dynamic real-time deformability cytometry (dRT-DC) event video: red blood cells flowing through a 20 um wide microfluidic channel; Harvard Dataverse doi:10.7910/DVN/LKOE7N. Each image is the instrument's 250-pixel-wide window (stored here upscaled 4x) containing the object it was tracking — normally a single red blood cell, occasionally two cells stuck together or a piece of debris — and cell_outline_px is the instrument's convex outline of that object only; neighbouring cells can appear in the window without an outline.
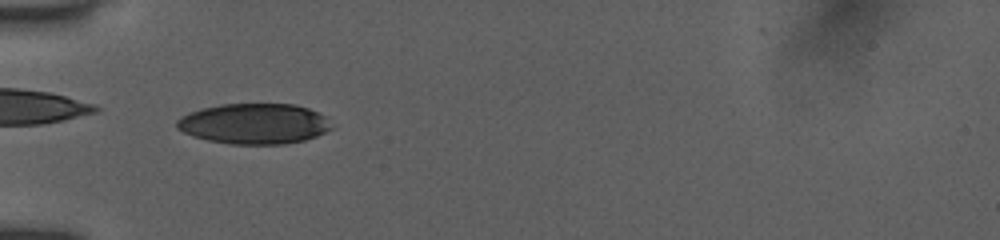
{"species": "human", "species_latin": "Homo sapiens", "temperature_condition": "room temperature", "stored_images_in_passage": 47, "camera_frame_rate_fps": 3000, "um_per_image_px": 0.085, "donor": {"sex": "female"}, "frame": {"image": 1, "passage_image": 4, "time_ms": 0.667, "image_size_px": [1000, 240], "cell_outline_px": [[332, 128], [316, 136], [304, 140], [284, 144], [232, 144], [208, 140], [192, 136], [176, 128], [176, 120], [192, 112], [204, 108], [220, 104], [296, 104], [308, 108], [324, 116]], "centroid_in_image_um": [21.6, 10.52], "position_along_channel_um": 63.4, "area_um2": 36.18}}
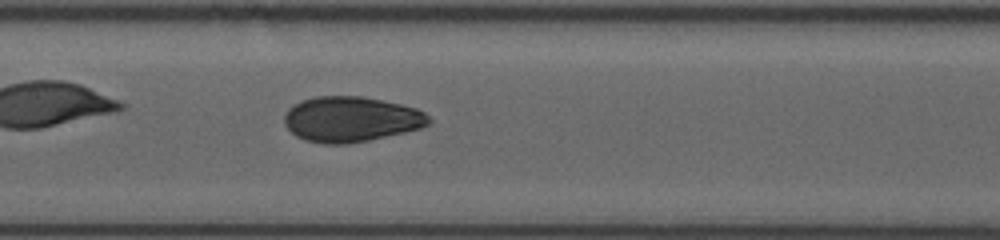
{"frame": {"image": 2, "passage_image": 15, "time_ms": 3.667, "image_size_px": [1000, 240], "cell_outline_px": [[432, 120], [428, 124], [420, 128], [404, 132], [368, 140], [348, 144], [324, 144], [304, 140], [296, 136], [284, 124], [284, 116], [288, 108], [292, 104], [300, 100], [316, 96], [360, 96], [400, 104], [416, 108], [424, 112]], "centroid_in_image_um": [29.79, 10.13], "position_along_channel_um": 177.6, "area_um2": 38.21}}
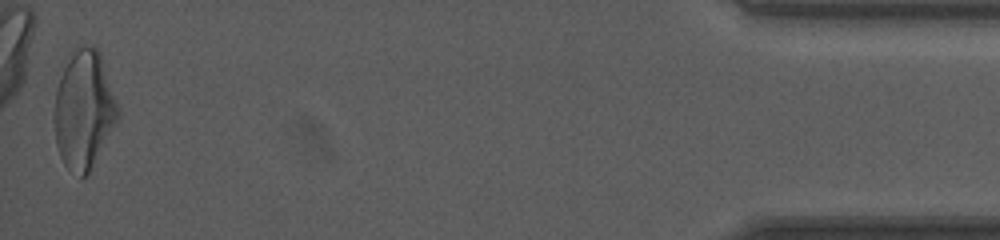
{"frame": {"image": 3, "passage_image": 47, "time_ms": 12.0, "image_size_px": [1000, 240], "cell_outline_px": [[120, 116], [116, 124], [88, 172], [84, 176], [80, 176], [68, 168], [64, 164], [60, 156], [56, 144], [52, 116], [52, 112], [56, 88], [60, 76], [68, 60], [80, 44], [96, 48], [100, 52], [120, 108]], "centroid_in_image_um": [7.12, 9.32], "position_along_channel_um": 428.1, "area_um2": 43.93}, "authors_computed_cell_mechanics": {"area_um2": 38.148, "velocity_mm_per_s": 3.9718, "shape_relaxation_time_tau1_ms": 3.2294, "shape_relaxation_time_tau2_ms": 1.3859, "deformation_change_tau1": 0.1431, "deformation_change_tau2": 0.054}}